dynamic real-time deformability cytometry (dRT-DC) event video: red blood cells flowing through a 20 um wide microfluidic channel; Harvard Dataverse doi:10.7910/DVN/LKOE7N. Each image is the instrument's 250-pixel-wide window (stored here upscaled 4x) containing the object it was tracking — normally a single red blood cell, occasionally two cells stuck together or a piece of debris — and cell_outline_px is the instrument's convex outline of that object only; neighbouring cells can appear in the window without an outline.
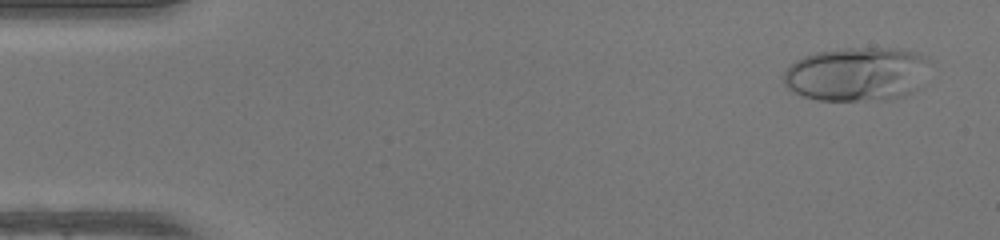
{"species": "human", "species_latin": "Homo sapiens", "temperature_condition": "warm", "stored_images_in_passage": 49, "camera_frame_rate_fps": 3000, "um_per_image_px": 0.085, "donor": {"sex": "female"}, "frame": {"image": 1, "passage_image": 3, "time_ms": 0.667, "image_size_px": [1000, 240], "cell_outline_px": [[932, 60], [920, 88], [904, 96], [892, 100], [816, 100], [792, 92], [784, 84], [784, 72], [796, 60], [804, 56], [816, 52], [844, 48], [900, 48], [916, 52], [928, 56]], "centroid_in_image_um": [72.91, 6.3], "position_along_channel_um": 12.1, "area_um2": 46.76}}
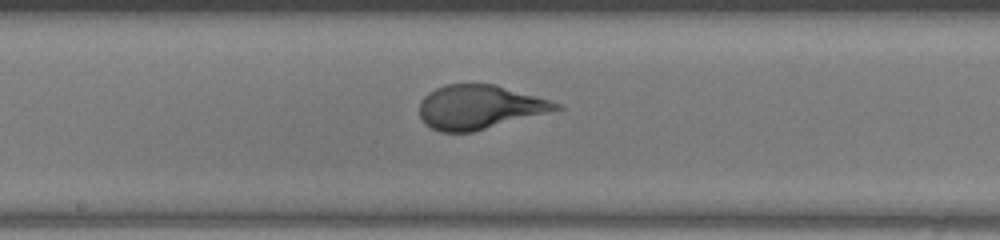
{"frame": {"image": 2, "passage_image": 26, "time_ms": 8.333, "image_size_px": [1000, 240], "cell_outline_px": [[564, 108], [472, 132], [440, 132], [424, 124], [420, 116], [420, 100], [428, 92], [444, 84], [496, 84], [536, 96], [560, 104]], "centroid_in_image_um": [40.7, 9.1], "position_along_channel_um": 207.5, "area_um2": 34.85}}
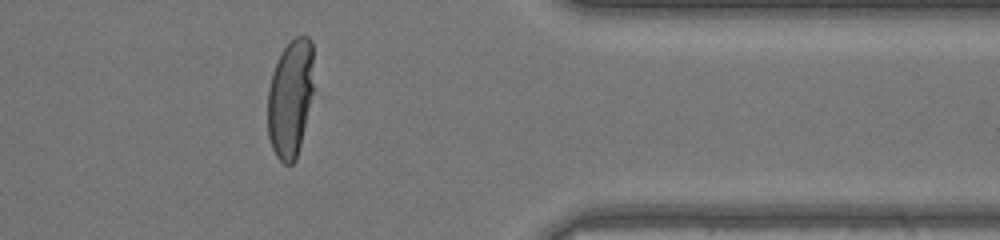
{"frame": {"image": 3, "passage_image": 40, "time_ms": 13.0, "image_size_px": [1000, 240], "cell_outline_px": [[312, 92], [300, 144], [296, 160], [292, 164], [284, 164], [276, 156], [272, 148], [268, 136], [268, 88], [272, 72], [284, 48], [296, 36], [308, 36], [312, 40]], "centroid_in_image_um": [24.66, 8.36], "position_along_channel_um": 386.7, "area_um2": 31.15}, "authors_computed_cell_mechanics": {"area_um2": 35.7782, "velocity_mm_per_s": 4.2202, "shape_relaxation_time_tau1_ms": 3.9858, "shape_relaxation_time_tau2_ms": null, "deformation_change_tau1": 0.2583, "deformation_change_tau2": null}}